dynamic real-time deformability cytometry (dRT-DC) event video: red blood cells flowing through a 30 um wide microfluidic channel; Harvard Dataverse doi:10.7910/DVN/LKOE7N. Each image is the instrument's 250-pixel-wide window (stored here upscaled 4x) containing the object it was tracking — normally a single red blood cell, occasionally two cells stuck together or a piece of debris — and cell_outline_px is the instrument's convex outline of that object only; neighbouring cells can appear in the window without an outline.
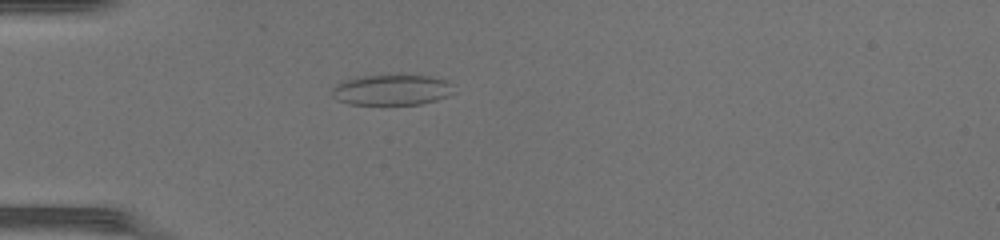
{"species": "common noctule bat (a hibernating species)", "species_latin": "Nyctalus noctula", "temperature_condition": "warm", "stored_images_in_passage": 35, "camera_frame_rate_fps": 3000, "um_per_image_px": 0.085, "animal": {"sex": "female", "body_mass_g": 17.0, "forearm_length_mm": 48.0}, "frame": {"image": 1, "passage_image": 1, "time_ms": 0.0, "image_size_px": [1000, 240], "cell_outline_px": [[456, 92], [448, 96], [436, 100], [420, 104], [348, 104], [336, 100], [332, 96], [332, 88], [336, 84], [344, 80], [356, 76], [396, 72], [404, 72], [432, 76], [448, 80], [452, 84]], "centroid_in_image_um": [33.33, 7.57], "position_along_channel_um": 51.7, "area_um2": 23.06}}
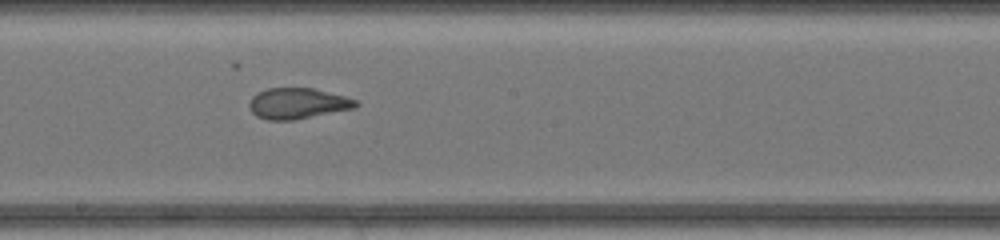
{"frame": {"image": 2, "passage_image": 14, "time_ms": 4.333, "image_size_px": [1000, 240], "cell_outline_px": [[360, 104], [356, 108], [292, 120], [268, 120], [256, 116], [252, 112], [248, 104], [252, 96], [256, 92], [268, 88], [312, 88], [344, 96], [356, 100]], "centroid_in_image_um": [25.28, 8.79], "position_along_channel_um": 222.9, "area_um2": 19.13}}
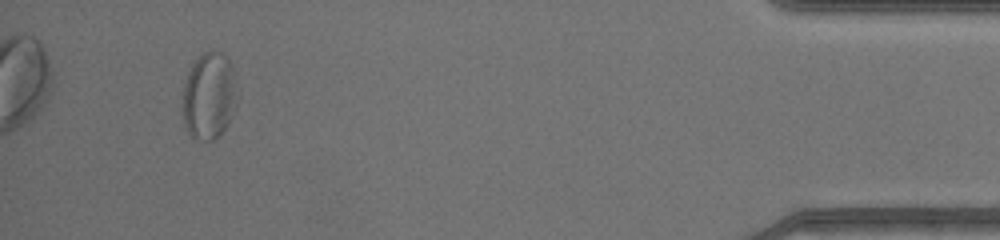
{"frame": {"image": 3, "passage_image": 32, "time_ms": 10.333, "image_size_px": [1000, 240], "cell_outline_px": [[236, 80], [232, 116], [224, 128], [212, 140], [204, 140], [192, 136], [188, 132], [184, 124], [180, 112], [184, 84], [192, 60], [204, 52], [220, 52], [232, 64], [236, 76]], "centroid_in_image_um": [17.71, 8.12], "position_along_channel_um": 417.5, "area_um2": 27.63}, "authors_computed_cell_mechanics": {"area_um2": 20.5768, "velocity_mm_per_s": 4.335, "shape_relaxation_time_tau1_ms": null, "shape_relaxation_time_tau2_ms": 1.4807, "deformation_change_tau1": null, "deformation_change_tau2": 0.0915}}